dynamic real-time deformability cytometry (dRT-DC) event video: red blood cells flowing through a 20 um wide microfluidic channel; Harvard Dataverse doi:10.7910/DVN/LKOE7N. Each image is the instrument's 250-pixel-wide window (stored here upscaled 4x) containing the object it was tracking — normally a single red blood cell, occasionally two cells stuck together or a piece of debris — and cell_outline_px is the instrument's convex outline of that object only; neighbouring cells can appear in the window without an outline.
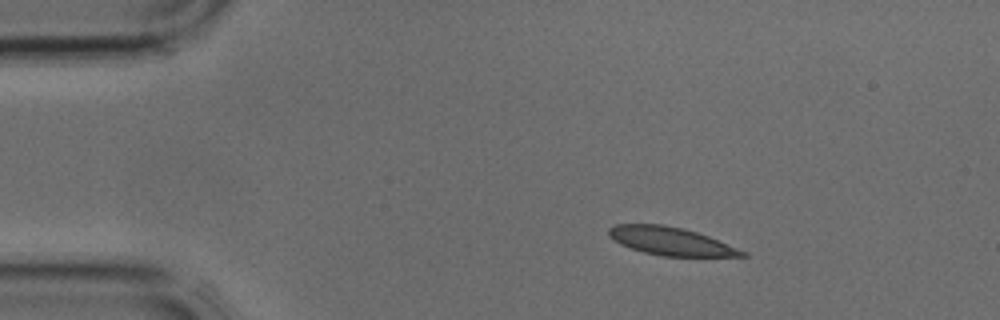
{"species": "common noctule bat (a hibernating species)", "species_latin": "Nyctalus noctula", "temperature_condition": "cold", "stored_images_in_passage": 2, "camera_frame_rate_fps": 3000, "um_per_image_px": 0.085, "animal": {"sex": "male", "body_mass_g": 17.9, "forearm_length_mm": 54.2}, "frame": {"image": 1, "passage_image": 1, "time_ms": 0.0, "image_size_px": [1000, 320], "cell_outline_px": [[748, 256], [664, 256], [644, 252], [620, 244], [608, 236], [608, 228], [616, 224], [660, 224], [684, 228], [708, 236], [748, 252]], "centroid_in_image_um": [57.0, 20.49], "position_along_channel_um": 28.0, "area_um2": 21.68}}